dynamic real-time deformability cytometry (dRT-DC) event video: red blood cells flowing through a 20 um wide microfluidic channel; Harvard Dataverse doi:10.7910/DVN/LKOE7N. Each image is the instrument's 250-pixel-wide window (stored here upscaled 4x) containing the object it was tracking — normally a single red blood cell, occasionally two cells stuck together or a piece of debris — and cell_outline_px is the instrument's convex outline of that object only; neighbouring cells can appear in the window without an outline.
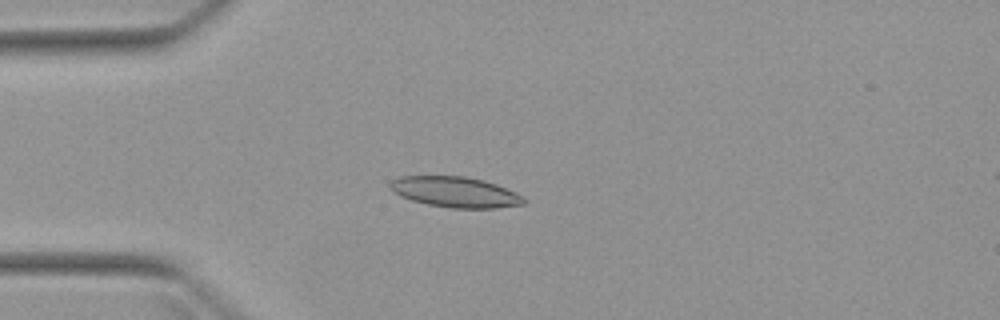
{"species": "Egyptian fruit bat (a non-hibernating species)", "species_latin": "Rousettus aegyptiacus", "temperature_condition": "warm", "stored_images_in_passage": 5, "camera_frame_rate_fps": 3000, "um_per_image_px": 0.085, "animal": {"sex": "female"}, "frame": {"image": 1, "passage_image": 4, "time_ms": 3.333, "image_size_px": [1000, 320], "cell_outline_px": [[528, 200], [524, 204], [496, 208], [452, 208], [428, 204], [412, 200], [400, 196], [388, 184], [392, 180], [400, 176], [464, 176], [484, 180], [496, 184], [516, 192], [524, 196]], "centroid_in_image_um": [38.75, 16.32], "position_along_channel_um": 46.2, "area_um2": 23.81}}